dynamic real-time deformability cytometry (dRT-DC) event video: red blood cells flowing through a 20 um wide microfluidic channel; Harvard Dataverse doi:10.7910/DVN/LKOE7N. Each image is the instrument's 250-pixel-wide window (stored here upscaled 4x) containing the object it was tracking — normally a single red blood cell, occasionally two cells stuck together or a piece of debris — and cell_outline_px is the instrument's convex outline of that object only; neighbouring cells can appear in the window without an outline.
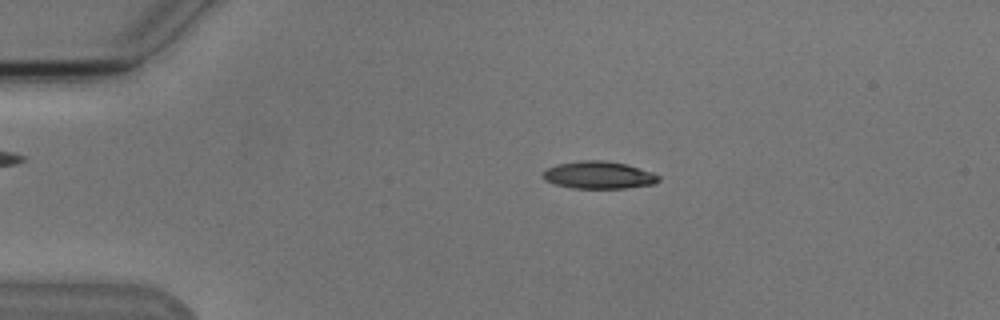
{"species": "Egyptian fruit bat (a non-hibernating species)", "species_latin": "Rousettus aegyptiacus", "temperature_condition": "cold", "stored_images_in_passage": 45, "camera_frame_rate_fps": 3000, "um_per_image_px": 0.085, "animal": {"sex": "male"}, "frame": {"image": 1, "passage_image": 3, "time_ms": 0.667, "image_size_px": [1000, 320], "cell_outline_px": [[660, 180], [656, 184], [624, 188], [572, 188], [556, 184], [544, 180], [540, 176], [548, 168], [556, 164], [576, 160], [604, 160], [628, 164], [652, 172], [660, 176]], "centroid_in_image_um": [50.9, 14.87], "position_along_channel_um": 34.1, "area_um2": 18.73}}
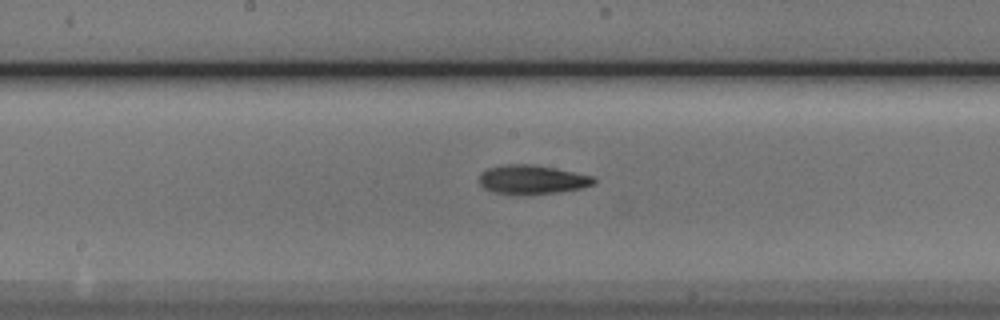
{"frame": {"image": 2, "passage_image": 20, "time_ms": 6.333, "image_size_px": [1000, 320], "cell_outline_px": [[596, 180], [592, 184], [580, 188], [560, 192], [520, 196], [512, 196], [492, 192], [484, 188], [480, 184], [480, 172], [488, 168], [500, 164], [536, 164], [556, 168], [592, 176]], "centroid_in_image_um": [45.16, 15.28], "position_along_channel_um": 203.0, "area_um2": 19.88}}
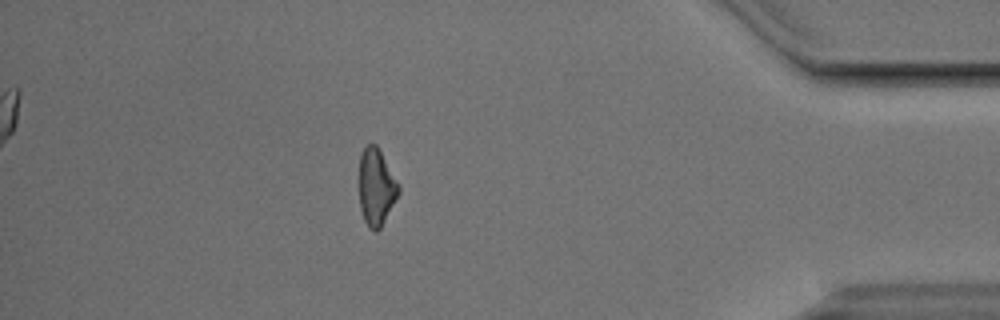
{"frame": {"image": 3, "passage_image": 39, "time_ms": 12.667, "image_size_px": [1000, 320], "cell_outline_px": [[400, 192], [380, 228], [376, 232], [368, 228], [364, 220], [360, 208], [360, 156], [364, 148], [368, 144], [376, 144], [400, 184]], "centroid_in_image_um": [32.0, 15.91], "position_along_channel_um": 403.2, "area_um2": 17.57}, "authors_computed_cell_mechanics": {"area_um2": 18.6694, "velocity_mm_per_s": 3.821, "shape_relaxation_time_tau1_ms": 5.9735, "shape_relaxation_time_tau2_ms": null, "deformation_change_tau1": 0.1959, "deformation_change_tau2": null}}